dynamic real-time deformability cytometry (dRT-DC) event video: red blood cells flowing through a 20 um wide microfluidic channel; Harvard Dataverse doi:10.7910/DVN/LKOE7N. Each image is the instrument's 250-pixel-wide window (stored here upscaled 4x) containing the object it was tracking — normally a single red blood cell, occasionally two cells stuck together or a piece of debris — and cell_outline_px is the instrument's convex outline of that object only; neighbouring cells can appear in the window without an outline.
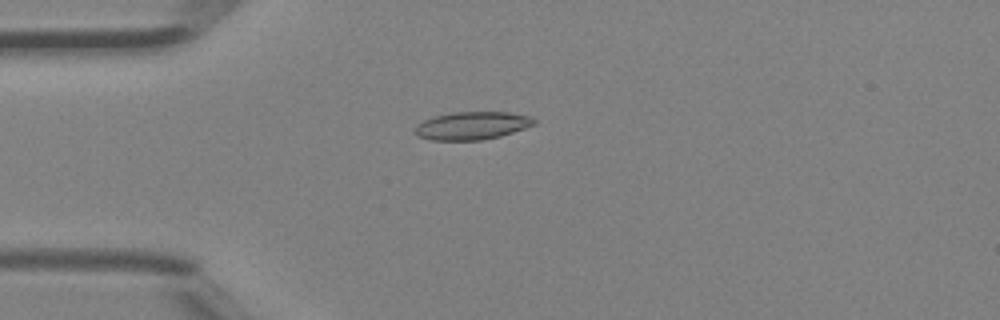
{"species": "Egyptian fruit bat (a non-hibernating species)", "species_latin": "Rousettus aegyptiacus", "temperature_condition": "room temperature", "stored_images_in_passage": 5, "camera_frame_rate_fps": 3000, "um_per_image_px": 0.085, "animal": {"sex": "female"}, "frame": {"image": 1, "passage_image": 4, "time_ms": 1.0, "image_size_px": [1000, 320], "cell_outline_px": [[536, 124], [500, 136], [480, 140], [432, 140], [416, 136], [416, 124], [432, 116], [452, 112], [508, 112], [528, 116], [536, 120]], "centroid_in_image_um": [40.09, 10.67], "position_along_channel_um": 44.9, "area_um2": 19.31}}